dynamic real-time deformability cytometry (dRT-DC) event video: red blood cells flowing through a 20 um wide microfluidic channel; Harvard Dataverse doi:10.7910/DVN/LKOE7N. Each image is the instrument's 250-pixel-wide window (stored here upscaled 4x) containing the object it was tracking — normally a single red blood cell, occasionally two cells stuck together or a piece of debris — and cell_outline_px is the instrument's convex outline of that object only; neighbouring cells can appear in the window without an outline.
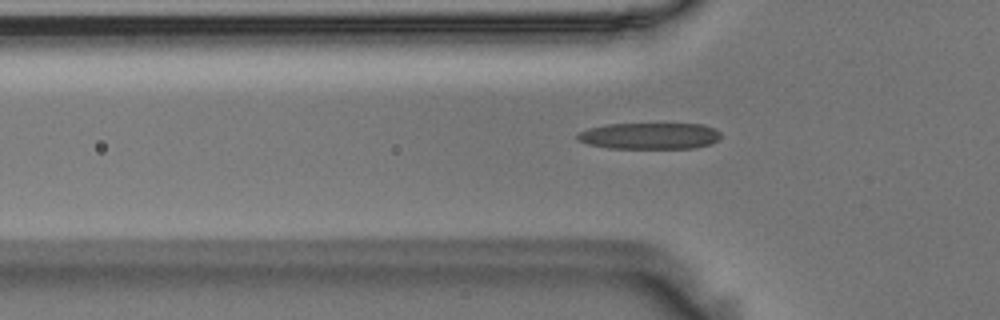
{"species": "Egyptian fruit bat (a non-hibernating species)", "species_latin": "Rousettus aegyptiacus", "temperature_condition": "room temperature", "stored_images_in_passage": 40, "camera_frame_rate_fps": 3000, "um_per_image_px": 0.085, "animal": {"sex": "male"}, "frame": {"image": 1, "passage_image": 2, "time_ms": 0.333, "image_size_px": [1000, 320], "cell_outline_px": [[720, 136], [712, 144], [696, 148], [608, 148], [588, 144], [576, 140], [576, 136], [580, 132], [588, 128], [608, 124], [704, 124], [716, 128], [720, 132]], "centroid_in_image_um": [55.23, 11.55], "position_along_channel_um": 70.6, "area_um2": 22.2}}
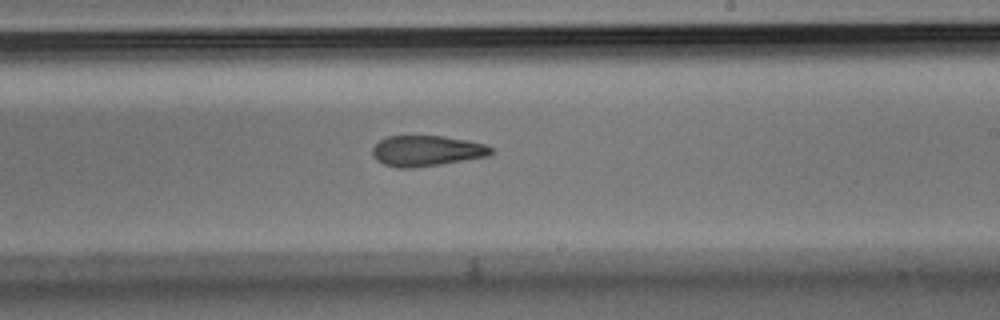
{"frame": {"image": 2, "passage_image": 17, "time_ms": 5.333, "image_size_px": [1000, 320], "cell_outline_px": [[496, 152], [488, 156], [440, 164], [412, 168], [396, 168], [384, 164], [376, 160], [372, 156], [372, 148], [380, 140], [388, 136], [440, 136], [464, 140], [484, 144], [492, 148]], "centroid_in_image_um": [36.24, 12.83], "position_along_channel_um": 252.8, "area_um2": 21.1}}
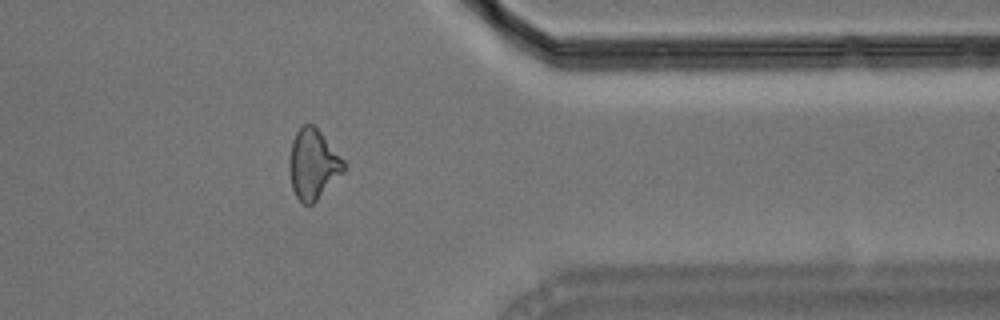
{"frame": {"image": 3, "passage_image": 29, "time_ms": 9.333, "image_size_px": [1000, 320], "cell_outline_px": [[348, 168], [312, 204], [304, 204], [296, 196], [292, 188], [288, 168], [292, 140], [296, 132], [304, 124], [312, 124], [320, 132], [348, 164]], "centroid_in_image_um": [26.63, 13.96], "position_along_channel_um": 384.8, "area_um2": 22.14}, "authors_computed_cell_mechanics": {"area_um2": 21.8773, "velocity_mm_per_s": 3.6186, "shape_relaxation_time_tau1_ms": 7.5697, "shape_relaxation_time_tau2_ms": 4.3909, "deformation_change_tau1": 0.2051, "deformation_change_tau2": 0.1465}}